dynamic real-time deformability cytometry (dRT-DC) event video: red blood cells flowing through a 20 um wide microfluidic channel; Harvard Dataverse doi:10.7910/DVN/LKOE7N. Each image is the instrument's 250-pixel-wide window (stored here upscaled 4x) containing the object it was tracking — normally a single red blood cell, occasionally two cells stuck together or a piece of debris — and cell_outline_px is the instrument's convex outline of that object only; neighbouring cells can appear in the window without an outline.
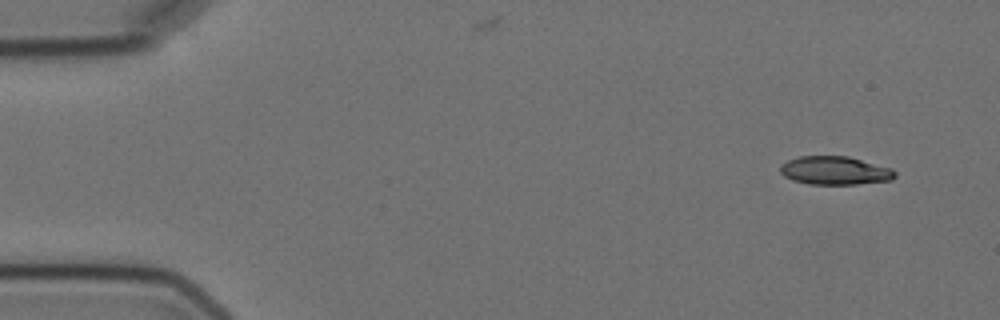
{"species": "Egyptian fruit bat (a non-hibernating species)", "species_latin": "Rousettus aegyptiacus", "temperature_condition": "cold", "stored_images_in_passage": 5, "segment_of_instrument_passage": [1, 2], "camera_frame_rate_fps": 3000, "um_per_image_px": 0.085, "animal": {"sex": "female"}, "frame": {"image": 1, "passage_image": 1, "time_ms": 0.0, "image_size_px": [1000, 320], "cell_outline_px": [[896, 176], [892, 180], [856, 184], [808, 184], [792, 180], [784, 176], [780, 172], [780, 164], [788, 160], [800, 156], [848, 156], [892, 168], [896, 172]], "centroid_in_image_um": [70.97, 14.49], "position_along_channel_um": 14.0, "area_um2": 19.07}}